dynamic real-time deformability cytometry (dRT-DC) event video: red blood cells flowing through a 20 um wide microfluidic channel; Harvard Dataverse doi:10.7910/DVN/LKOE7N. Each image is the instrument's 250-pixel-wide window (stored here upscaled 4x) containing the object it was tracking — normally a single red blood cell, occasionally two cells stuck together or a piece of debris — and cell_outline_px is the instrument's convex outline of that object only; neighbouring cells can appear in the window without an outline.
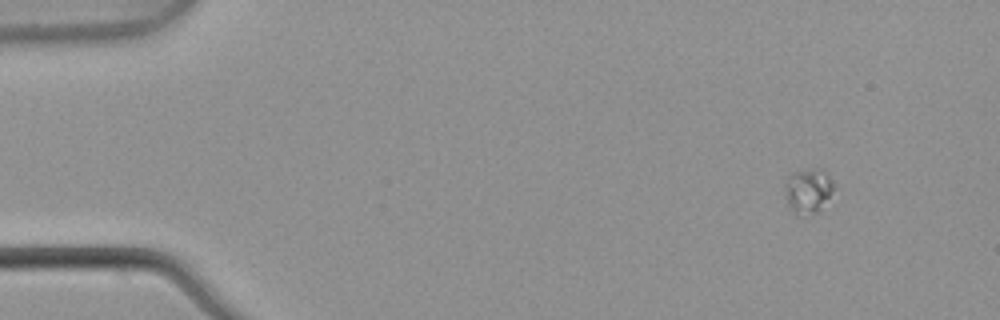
{"species": "common noctule bat (a hibernating species)", "species_latin": "Nyctalus noctula", "temperature_condition": "warm", "stored_images_in_passage": 4, "camera_frame_rate_fps": 3000, "um_per_image_px": 0.085, "animal": {"sex": "male", "body_mass_g": 21.5, "forearm_length_mm": 52.0}, "frame": {"image": 1, "passage_image": 1, "time_ms": 0.0, "image_size_px": [1000, 320], "cell_outline_px": [[832, 188], [828, 196], [816, 212], [792, 208], [788, 204], [784, 196], [784, 188], [788, 176], [796, 172], [820, 168], [824, 172], [832, 184]], "centroid_in_image_um": [68.63, 16.12], "position_along_channel_um": 16.4, "area_um2": 11.39}}